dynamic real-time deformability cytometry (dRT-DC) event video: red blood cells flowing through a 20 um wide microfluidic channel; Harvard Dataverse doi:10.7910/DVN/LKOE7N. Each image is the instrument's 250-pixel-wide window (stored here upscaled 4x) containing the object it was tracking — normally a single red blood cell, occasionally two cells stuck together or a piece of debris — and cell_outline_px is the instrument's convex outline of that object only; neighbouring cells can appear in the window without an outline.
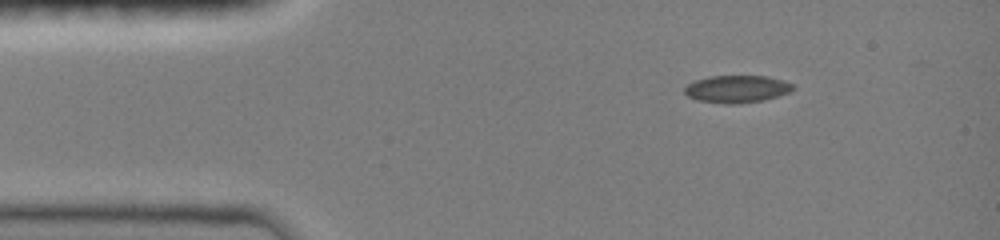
{"species": "common noctule bat (a hibernating species)", "species_latin": "Nyctalus noctula", "temperature_condition": "room temperature", "stored_images_in_passage": 16, "camera_frame_rate_fps": 3000, "um_per_image_px": 0.085, "animal": {"sex": "female", "body_mass_g": 19.0, "forearm_length_mm": 51.5}, "frame": {"image": 1, "passage_image": 1, "time_ms": 0.0, "image_size_px": [1000, 240], "cell_outline_px": [[796, 88], [788, 92], [764, 100], [736, 104], [728, 104], [700, 100], [688, 96], [684, 92], [684, 88], [688, 84], [696, 80], [708, 76], [768, 76], [792, 84]], "centroid_in_image_um": [62.62, 7.56], "position_along_channel_um": 22.4, "area_um2": 17.05}}
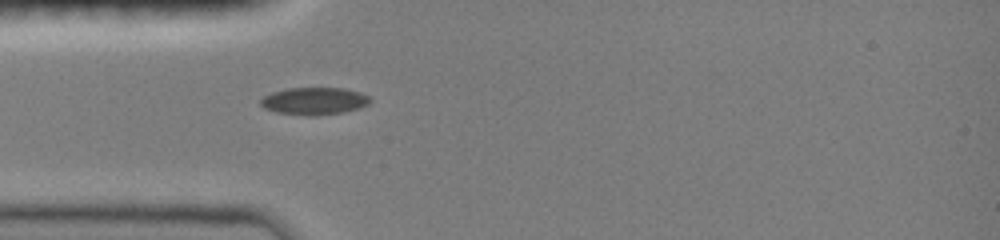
{"frame": {"image": 2, "passage_image": 11, "time_ms": 2.333, "image_size_px": [1000, 240], "cell_outline_px": [[372, 100], [368, 104], [360, 108], [344, 112], [316, 116], [312, 116], [276, 112], [264, 108], [260, 104], [260, 100], [264, 96], [272, 92], [288, 88], [344, 88], [360, 92], [368, 96]], "centroid_in_image_um": [26.72, 8.59], "position_along_channel_um": 58.3, "area_um2": 17.51}}
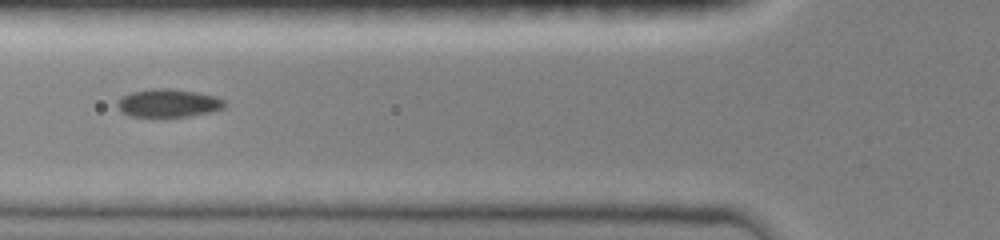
{"frame": {"image": 3, "passage_image": 14, "time_ms": 3.667, "image_size_px": [1000, 240], "cell_outline_px": [[228, 104], [224, 108], [212, 112], [188, 116], [132, 116], [124, 112], [116, 104], [116, 100], [120, 96], [132, 92], [152, 88], [168, 88], [196, 92], [216, 96], [224, 100]], "centroid_in_image_um": [14.34, 8.75], "position_along_channel_um": 111.5, "area_um2": 17.57}}